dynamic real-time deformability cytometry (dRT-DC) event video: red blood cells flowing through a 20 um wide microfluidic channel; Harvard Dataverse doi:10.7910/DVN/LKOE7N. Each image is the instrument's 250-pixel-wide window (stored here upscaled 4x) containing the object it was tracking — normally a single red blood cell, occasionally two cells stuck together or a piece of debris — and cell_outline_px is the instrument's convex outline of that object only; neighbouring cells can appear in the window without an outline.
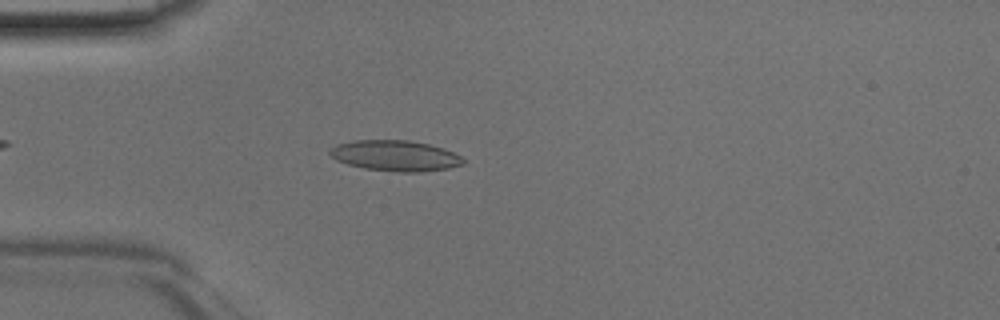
{"species": "Egyptian fruit bat (a non-hibernating species)", "species_latin": "Rousettus aegyptiacus", "temperature_condition": "room temperature", "stored_images_in_passage": 39, "camera_frame_rate_fps": 3000, "um_per_image_px": 0.085, "animal": {"sex": "male"}, "frame": {"image": 1, "passage_image": 6, "time_ms": 1.667, "image_size_px": [1000, 320], "cell_outline_px": [[464, 164], [448, 168], [420, 172], [396, 172], [364, 168], [348, 164], [336, 160], [328, 152], [336, 144], [352, 140], [408, 140], [428, 144], [444, 148], [460, 156], [464, 160]], "centroid_in_image_um": [33.58, 13.23], "position_along_channel_um": 51.4, "area_um2": 23.81}}
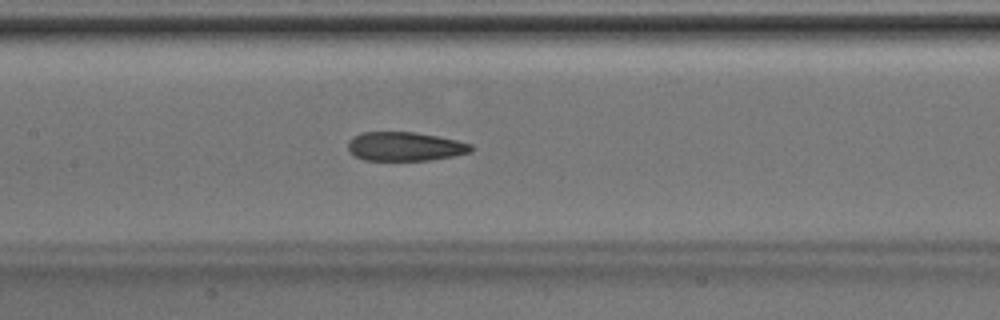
{"frame": {"image": 2, "passage_image": 15, "time_ms": 4.667, "image_size_px": [1000, 320], "cell_outline_px": [[472, 152], [432, 160], [364, 160], [352, 156], [348, 148], [348, 140], [352, 136], [364, 132], [416, 132], [456, 140], [472, 144]], "centroid_in_image_um": [34.39, 12.45], "position_along_channel_um": 173.0, "area_um2": 20.87}}
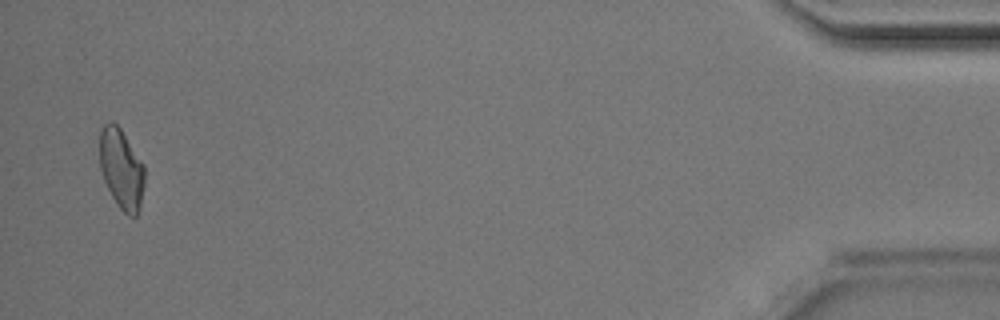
{"frame": {"image": 3, "passage_image": 38, "time_ms": 12.333, "image_size_px": [1000, 320], "cell_outline_px": [[144, 184], [140, 208], [136, 216], [128, 216], [116, 204], [104, 180], [100, 168], [100, 128], [104, 124], [112, 120], [120, 128], [144, 164]], "centroid_in_image_um": [10.32, 14.35], "position_along_channel_um": 424.9, "area_um2": 20.98}}